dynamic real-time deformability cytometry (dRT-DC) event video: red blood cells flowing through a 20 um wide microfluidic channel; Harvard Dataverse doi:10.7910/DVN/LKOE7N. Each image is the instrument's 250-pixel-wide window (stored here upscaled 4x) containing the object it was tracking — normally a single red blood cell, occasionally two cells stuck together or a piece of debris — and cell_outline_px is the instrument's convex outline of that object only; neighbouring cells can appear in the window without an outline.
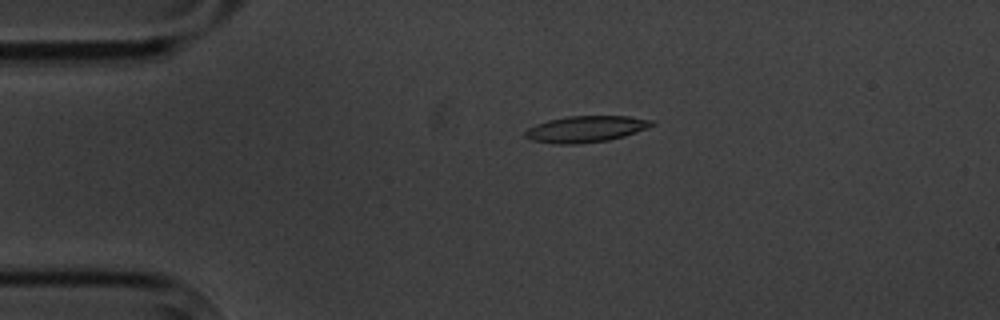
{"species": "common noctule bat (a hibernating species)", "species_latin": "Nyctalus noctula", "temperature_condition": "cold", "stored_images_in_passage": 5, "camera_frame_rate_fps": 3000, "um_per_image_px": 0.085, "animal": {"sex": "male", "body_mass_g": 20.1, "forearm_length_mm": 53.5}, "frame": {"image": 1, "passage_image": 5, "time_ms": 5.667, "image_size_px": [1000, 320], "cell_outline_px": [[656, 124], [636, 132], [624, 136], [608, 140], [576, 144], [556, 144], [532, 140], [524, 136], [524, 132], [528, 128], [536, 124], [548, 120], [568, 116], [628, 116], [656, 120]], "centroid_in_image_um": [49.81, 10.96], "position_along_channel_um": 35.2, "area_um2": 19.48}}